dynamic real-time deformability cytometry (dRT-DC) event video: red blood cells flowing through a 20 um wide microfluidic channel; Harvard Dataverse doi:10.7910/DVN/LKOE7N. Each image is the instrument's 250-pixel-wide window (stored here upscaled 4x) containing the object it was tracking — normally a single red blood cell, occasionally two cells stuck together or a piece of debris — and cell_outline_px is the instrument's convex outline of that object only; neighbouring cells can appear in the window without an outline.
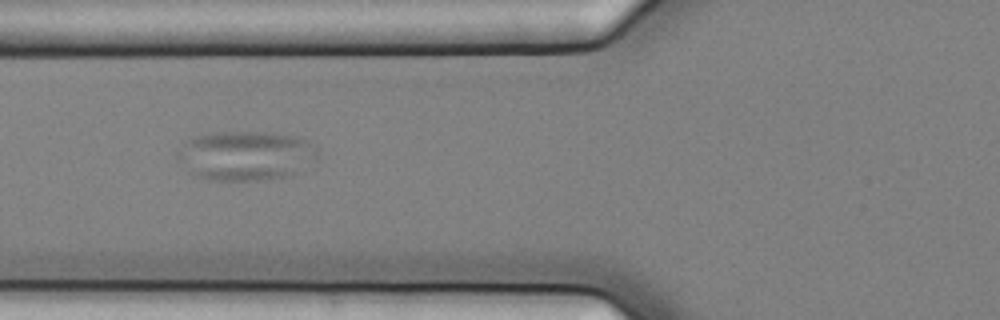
{"species": "common noctule bat (a hibernating species)", "species_latin": "Nyctalus noctula", "temperature_condition": "cold", "stored_images_in_passage": 10, "camera_frame_rate_fps": 3000, "um_per_image_px": 0.085, "animal": {"sex": "female", "body_mass_g": 25.1}, "frame": {"image": 1, "passage_image": 2, "time_ms": 0.333, "image_size_px": [1000, 320], "cell_outline_px": [[316, 168], [292, 176], [264, 180], [212, 180], [192, 176], [176, 160], [176, 152], [192, 136], [212, 132], [268, 132], [300, 136], [316, 148]], "centroid_in_image_um": [20.94, 13.25], "position_along_channel_um": 104.9, "area_um2": 41.79}}
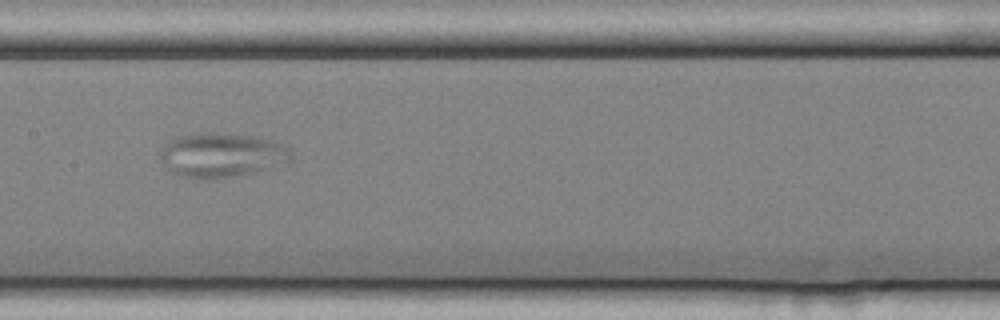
{"frame": {"image": 2, "passage_image": 4, "time_ms": 1.0, "image_size_px": [1000, 320], "cell_outline_px": [[292, 156], [288, 160], [252, 172], [236, 176], [212, 180], [200, 180], [176, 176], [164, 164], [160, 156], [160, 152], [164, 144], [168, 140], [176, 136], [200, 132], [224, 132], [256, 136], [276, 140], [288, 148], [292, 152]], "centroid_in_image_um": [18.77, 13.16], "position_along_channel_um": 188.6, "area_um2": 34.33}}
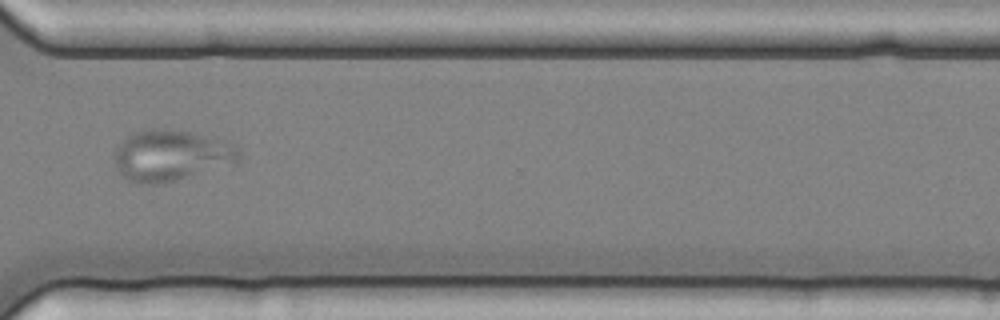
{"frame": {"image": 3, "passage_image": 8, "time_ms": 2.333, "image_size_px": [1000, 320], "cell_outline_px": [[240, 156], [236, 164], [176, 180], [156, 184], [140, 184], [128, 180], [116, 168], [112, 156], [116, 148], [128, 136], [136, 132], [152, 128], [156, 128], [188, 132], [224, 140], [236, 144], [240, 152]], "centroid_in_image_um": [14.56, 13.23], "position_along_channel_um": 356.0, "area_um2": 37.11}}